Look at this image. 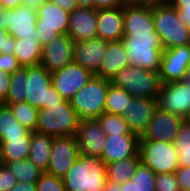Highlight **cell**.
<instances>
[{
  "label": "cell",
  "instance_id": "cell-37",
  "mask_svg": "<svg viewBox=\"0 0 190 191\" xmlns=\"http://www.w3.org/2000/svg\"><path fill=\"white\" fill-rule=\"evenodd\" d=\"M155 191H181L175 172L156 173Z\"/></svg>",
  "mask_w": 190,
  "mask_h": 191
},
{
  "label": "cell",
  "instance_id": "cell-42",
  "mask_svg": "<svg viewBox=\"0 0 190 191\" xmlns=\"http://www.w3.org/2000/svg\"><path fill=\"white\" fill-rule=\"evenodd\" d=\"M181 191H190V167L179 166L175 171Z\"/></svg>",
  "mask_w": 190,
  "mask_h": 191
},
{
  "label": "cell",
  "instance_id": "cell-50",
  "mask_svg": "<svg viewBox=\"0 0 190 191\" xmlns=\"http://www.w3.org/2000/svg\"><path fill=\"white\" fill-rule=\"evenodd\" d=\"M22 6H27L31 9L37 10V8L46 2H51V0H21Z\"/></svg>",
  "mask_w": 190,
  "mask_h": 191
},
{
  "label": "cell",
  "instance_id": "cell-41",
  "mask_svg": "<svg viewBox=\"0 0 190 191\" xmlns=\"http://www.w3.org/2000/svg\"><path fill=\"white\" fill-rule=\"evenodd\" d=\"M20 68L21 66L14 55L9 53H0V70L12 74Z\"/></svg>",
  "mask_w": 190,
  "mask_h": 191
},
{
  "label": "cell",
  "instance_id": "cell-34",
  "mask_svg": "<svg viewBox=\"0 0 190 191\" xmlns=\"http://www.w3.org/2000/svg\"><path fill=\"white\" fill-rule=\"evenodd\" d=\"M101 129L105 132L106 136L109 135H136L131 132L127 122L121 115L103 113L97 118Z\"/></svg>",
  "mask_w": 190,
  "mask_h": 191
},
{
  "label": "cell",
  "instance_id": "cell-13",
  "mask_svg": "<svg viewBox=\"0 0 190 191\" xmlns=\"http://www.w3.org/2000/svg\"><path fill=\"white\" fill-rule=\"evenodd\" d=\"M51 75L52 86L68 101L94 76L93 73L75 61L51 73Z\"/></svg>",
  "mask_w": 190,
  "mask_h": 191
},
{
  "label": "cell",
  "instance_id": "cell-55",
  "mask_svg": "<svg viewBox=\"0 0 190 191\" xmlns=\"http://www.w3.org/2000/svg\"><path fill=\"white\" fill-rule=\"evenodd\" d=\"M7 9L4 7L3 3L0 1V15L2 12L6 11Z\"/></svg>",
  "mask_w": 190,
  "mask_h": 191
},
{
  "label": "cell",
  "instance_id": "cell-38",
  "mask_svg": "<svg viewBox=\"0 0 190 191\" xmlns=\"http://www.w3.org/2000/svg\"><path fill=\"white\" fill-rule=\"evenodd\" d=\"M173 143L177 150H190V121L185 119Z\"/></svg>",
  "mask_w": 190,
  "mask_h": 191
},
{
  "label": "cell",
  "instance_id": "cell-22",
  "mask_svg": "<svg viewBox=\"0 0 190 191\" xmlns=\"http://www.w3.org/2000/svg\"><path fill=\"white\" fill-rule=\"evenodd\" d=\"M124 6L97 9V38L108 42L124 37Z\"/></svg>",
  "mask_w": 190,
  "mask_h": 191
},
{
  "label": "cell",
  "instance_id": "cell-12",
  "mask_svg": "<svg viewBox=\"0 0 190 191\" xmlns=\"http://www.w3.org/2000/svg\"><path fill=\"white\" fill-rule=\"evenodd\" d=\"M157 102L162 110L187 119L190 115V82L163 83Z\"/></svg>",
  "mask_w": 190,
  "mask_h": 191
},
{
  "label": "cell",
  "instance_id": "cell-33",
  "mask_svg": "<svg viewBox=\"0 0 190 191\" xmlns=\"http://www.w3.org/2000/svg\"><path fill=\"white\" fill-rule=\"evenodd\" d=\"M9 170L14 174L18 181L36 182L44 173L29 159L15 160L5 163Z\"/></svg>",
  "mask_w": 190,
  "mask_h": 191
},
{
  "label": "cell",
  "instance_id": "cell-24",
  "mask_svg": "<svg viewBox=\"0 0 190 191\" xmlns=\"http://www.w3.org/2000/svg\"><path fill=\"white\" fill-rule=\"evenodd\" d=\"M127 66H129V60L122 40L112 41L108 43L104 57L94 76L110 81L115 73Z\"/></svg>",
  "mask_w": 190,
  "mask_h": 191
},
{
  "label": "cell",
  "instance_id": "cell-14",
  "mask_svg": "<svg viewBox=\"0 0 190 191\" xmlns=\"http://www.w3.org/2000/svg\"><path fill=\"white\" fill-rule=\"evenodd\" d=\"M79 156L75 136L54 138L46 173L62 178Z\"/></svg>",
  "mask_w": 190,
  "mask_h": 191
},
{
  "label": "cell",
  "instance_id": "cell-47",
  "mask_svg": "<svg viewBox=\"0 0 190 191\" xmlns=\"http://www.w3.org/2000/svg\"><path fill=\"white\" fill-rule=\"evenodd\" d=\"M179 166L190 167V150H177Z\"/></svg>",
  "mask_w": 190,
  "mask_h": 191
},
{
  "label": "cell",
  "instance_id": "cell-6",
  "mask_svg": "<svg viewBox=\"0 0 190 191\" xmlns=\"http://www.w3.org/2000/svg\"><path fill=\"white\" fill-rule=\"evenodd\" d=\"M26 99L32 107L47 109L64 103L66 100L52 86V75L43 66L26 67Z\"/></svg>",
  "mask_w": 190,
  "mask_h": 191
},
{
  "label": "cell",
  "instance_id": "cell-11",
  "mask_svg": "<svg viewBox=\"0 0 190 191\" xmlns=\"http://www.w3.org/2000/svg\"><path fill=\"white\" fill-rule=\"evenodd\" d=\"M190 71V44L162 50L159 76L161 83L186 81Z\"/></svg>",
  "mask_w": 190,
  "mask_h": 191
},
{
  "label": "cell",
  "instance_id": "cell-26",
  "mask_svg": "<svg viewBox=\"0 0 190 191\" xmlns=\"http://www.w3.org/2000/svg\"><path fill=\"white\" fill-rule=\"evenodd\" d=\"M14 56L21 67H30L40 64L42 57V45L34 38L15 39Z\"/></svg>",
  "mask_w": 190,
  "mask_h": 191
},
{
  "label": "cell",
  "instance_id": "cell-53",
  "mask_svg": "<svg viewBox=\"0 0 190 191\" xmlns=\"http://www.w3.org/2000/svg\"><path fill=\"white\" fill-rule=\"evenodd\" d=\"M78 7L94 8V0H76Z\"/></svg>",
  "mask_w": 190,
  "mask_h": 191
},
{
  "label": "cell",
  "instance_id": "cell-36",
  "mask_svg": "<svg viewBox=\"0 0 190 191\" xmlns=\"http://www.w3.org/2000/svg\"><path fill=\"white\" fill-rule=\"evenodd\" d=\"M36 191H66L62 178L44 172L36 181Z\"/></svg>",
  "mask_w": 190,
  "mask_h": 191
},
{
  "label": "cell",
  "instance_id": "cell-31",
  "mask_svg": "<svg viewBox=\"0 0 190 191\" xmlns=\"http://www.w3.org/2000/svg\"><path fill=\"white\" fill-rule=\"evenodd\" d=\"M133 97L123 88L109 84L106 95L105 113L123 116Z\"/></svg>",
  "mask_w": 190,
  "mask_h": 191
},
{
  "label": "cell",
  "instance_id": "cell-9",
  "mask_svg": "<svg viewBox=\"0 0 190 191\" xmlns=\"http://www.w3.org/2000/svg\"><path fill=\"white\" fill-rule=\"evenodd\" d=\"M36 11V31L42 46L52 42L58 35L68 33L69 12L52 2L43 3Z\"/></svg>",
  "mask_w": 190,
  "mask_h": 191
},
{
  "label": "cell",
  "instance_id": "cell-7",
  "mask_svg": "<svg viewBox=\"0 0 190 191\" xmlns=\"http://www.w3.org/2000/svg\"><path fill=\"white\" fill-rule=\"evenodd\" d=\"M109 81L93 76L69 100L81 120L97 119L105 113L106 95Z\"/></svg>",
  "mask_w": 190,
  "mask_h": 191
},
{
  "label": "cell",
  "instance_id": "cell-56",
  "mask_svg": "<svg viewBox=\"0 0 190 191\" xmlns=\"http://www.w3.org/2000/svg\"><path fill=\"white\" fill-rule=\"evenodd\" d=\"M189 82H190V71H189V74H188V79H187Z\"/></svg>",
  "mask_w": 190,
  "mask_h": 191
},
{
  "label": "cell",
  "instance_id": "cell-4",
  "mask_svg": "<svg viewBox=\"0 0 190 191\" xmlns=\"http://www.w3.org/2000/svg\"><path fill=\"white\" fill-rule=\"evenodd\" d=\"M80 117L70 101L47 109H39L35 131L57 138L61 136H75L80 125Z\"/></svg>",
  "mask_w": 190,
  "mask_h": 191
},
{
  "label": "cell",
  "instance_id": "cell-1",
  "mask_svg": "<svg viewBox=\"0 0 190 191\" xmlns=\"http://www.w3.org/2000/svg\"><path fill=\"white\" fill-rule=\"evenodd\" d=\"M66 191H103L106 163L101 158L79 156L62 177Z\"/></svg>",
  "mask_w": 190,
  "mask_h": 191
},
{
  "label": "cell",
  "instance_id": "cell-18",
  "mask_svg": "<svg viewBox=\"0 0 190 191\" xmlns=\"http://www.w3.org/2000/svg\"><path fill=\"white\" fill-rule=\"evenodd\" d=\"M106 137L97 119L81 120L75 135L80 156L100 158Z\"/></svg>",
  "mask_w": 190,
  "mask_h": 191
},
{
  "label": "cell",
  "instance_id": "cell-35",
  "mask_svg": "<svg viewBox=\"0 0 190 191\" xmlns=\"http://www.w3.org/2000/svg\"><path fill=\"white\" fill-rule=\"evenodd\" d=\"M7 106L11 109L12 113L21 125L31 132L35 131L39 109L32 107L26 101L9 104Z\"/></svg>",
  "mask_w": 190,
  "mask_h": 191
},
{
  "label": "cell",
  "instance_id": "cell-20",
  "mask_svg": "<svg viewBox=\"0 0 190 191\" xmlns=\"http://www.w3.org/2000/svg\"><path fill=\"white\" fill-rule=\"evenodd\" d=\"M138 135H109L100 158L106 163H114L128 157H140Z\"/></svg>",
  "mask_w": 190,
  "mask_h": 191
},
{
  "label": "cell",
  "instance_id": "cell-48",
  "mask_svg": "<svg viewBox=\"0 0 190 191\" xmlns=\"http://www.w3.org/2000/svg\"><path fill=\"white\" fill-rule=\"evenodd\" d=\"M179 20L190 29V9H176Z\"/></svg>",
  "mask_w": 190,
  "mask_h": 191
},
{
  "label": "cell",
  "instance_id": "cell-43",
  "mask_svg": "<svg viewBox=\"0 0 190 191\" xmlns=\"http://www.w3.org/2000/svg\"><path fill=\"white\" fill-rule=\"evenodd\" d=\"M11 74L0 70V105L4 104L5 98L9 91Z\"/></svg>",
  "mask_w": 190,
  "mask_h": 191
},
{
  "label": "cell",
  "instance_id": "cell-5",
  "mask_svg": "<svg viewBox=\"0 0 190 191\" xmlns=\"http://www.w3.org/2000/svg\"><path fill=\"white\" fill-rule=\"evenodd\" d=\"M129 65L159 72L164 49L157 32L151 36H124L122 38Z\"/></svg>",
  "mask_w": 190,
  "mask_h": 191
},
{
  "label": "cell",
  "instance_id": "cell-30",
  "mask_svg": "<svg viewBox=\"0 0 190 191\" xmlns=\"http://www.w3.org/2000/svg\"><path fill=\"white\" fill-rule=\"evenodd\" d=\"M121 191H155V173L140 162L132 179L121 184Z\"/></svg>",
  "mask_w": 190,
  "mask_h": 191
},
{
  "label": "cell",
  "instance_id": "cell-27",
  "mask_svg": "<svg viewBox=\"0 0 190 191\" xmlns=\"http://www.w3.org/2000/svg\"><path fill=\"white\" fill-rule=\"evenodd\" d=\"M30 145L31 132L25 138H7L4 142H0V162L5 164L28 159Z\"/></svg>",
  "mask_w": 190,
  "mask_h": 191
},
{
  "label": "cell",
  "instance_id": "cell-45",
  "mask_svg": "<svg viewBox=\"0 0 190 191\" xmlns=\"http://www.w3.org/2000/svg\"><path fill=\"white\" fill-rule=\"evenodd\" d=\"M51 2L69 13L78 8L76 0H51Z\"/></svg>",
  "mask_w": 190,
  "mask_h": 191
},
{
  "label": "cell",
  "instance_id": "cell-19",
  "mask_svg": "<svg viewBox=\"0 0 190 191\" xmlns=\"http://www.w3.org/2000/svg\"><path fill=\"white\" fill-rule=\"evenodd\" d=\"M67 35L74 41L97 38V9L78 7L69 15Z\"/></svg>",
  "mask_w": 190,
  "mask_h": 191
},
{
  "label": "cell",
  "instance_id": "cell-3",
  "mask_svg": "<svg viewBox=\"0 0 190 191\" xmlns=\"http://www.w3.org/2000/svg\"><path fill=\"white\" fill-rule=\"evenodd\" d=\"M110 84L123 88L132 97L158 100L161 89L159 72L144 70L137 66H127L114 74Z\"/></svg>",
  "mask_w": 190,
  "mask_h": 191
},
{
  "label": "cell",
  "instance_id": "cell-8",
  "mask_svg": "<svg viewBox=\"0 0 190 191\" xmlns=\"http://www.w3.org/2000/svg\"><path fill=\"white\" fill-rule=\"evenodd\" d=\"M141 162L156 173H173L179 167L178 151L173 142L139 140Z\"/></svg>",
  "mask_w": 190,
  "mask_h": 191
},
{
  "label": "cell",
  "instance_id": "cell-29",
  "mask_svg": "<svg viewBox=\"0 0 190 191\" xmlns=\"http://www.w3.org/2000/svg\"><path fill=\"white\" fill-rule=\"evenodd\" d=\"M141 162V157H128L114 163L106 164V178L108 181L120 185L132 179L135 169Z\"/></svg>",
  "mask_w": 190,
  "mask_h": 191
},
{
  "label": "cell",
  "instance_id": "cell-46",
  "mask_svg": "<svg viewBox=\"0 0 190 191\" xmlns=\"http://www.w3.org/2000/svg\"><path fill=\"white\" fill-rule=\"evenodd\" d=\"M10 191H36V182L18 181Z\"/></svg>",
  "mask_w": 190,
  "mask_h": 191
},
{
  "label": "cell",
  "instance_id": "cell-15",
  "mask_svg": "<svg viewBox=\"0 0 190 191\" xmlns=\"http://www.w3.org/2000/svg\"><path fill=\"white\" fill-rule=\"evenodd\" d=\"M185 119L157 106L150 123L140 140L174 142Z\"/></svg>",
  "mask_w": 190,
  "mask_h": 191
},
{
  "label": "cell",
  "instance_id": "cell-10",
  "mask_svg": "<svg viewBox=\"0 0 190 191\" xmlns=\"http://www.w3.org/2000/svg\"><path fill=\"white\" fill-rule=\"evenodd\" d=\"M37 11L27 6L6 10L0 15V26L8 30L15 39L34 38L39 40L36 31Z\"/></svg>",
  "mask_w": 190,
  "mask_h": 191
},
{
  "label": "cell",
  "instance_id": "cell-23",
  "mask_svg": "<svg viewBox=\"0 0 190 191\" xmlns=\"http://www.w3.org/2000/svg\"><path fill=\"white\" fill-rule=\"evenodd\" d=\"M108 43L101 38L74 42V61L95 74L104 57Z\"/></svg>",
  "mask_w": 190,
  "mask_h": 191
},
{
  "label": "cell",
  "instance_id": "cell-16",
  "mask_svg": "<svg viewBox=\"0 0 190 191\" xmlns=\"http://www.w3.org/2000/svg\"><path fill=\"white\" fill-rule=\"evenodd\" d=\"M124 36H151L156 32L152 0L143 4L124 5Z\"/></svg>",
  "mask_w": 190,
  "mask_h": 191
},
{
  "label": "cell",
  "instance_id": "cell-21",
  "mask_svg": "<svg viewBox=\"0 0 190 191\" xmlns=\"http://www.w3.org/2000/svg\"><path fill=\"white\" fill-rule=\"evenodd\" d=\"M158 106L154 99L133 97L123 115L132 133L141 137L147 129L150 120Z\"/></svg>",
  "mask_w": 190,
  "mask_h": 191
},
{
  "label": "cell",
  "instance_id": "cell-44",
  "mask_svg": "<svg viewBox=\"0 0 190 191\" xmlns=\"http://www.w3.org/2000/svg\"><path fill=\"white\" fill-rule=\"evenodd\" d=\"M123 6L120 0H94L95 9L117 8Z\"/></svg>",
  "mask_w": 190,
  "mask_h": 191
},
{
  "label": "cell",
  "instance_id": "cell-2",
  "mask_svg": "<svg viewBox=\"0 0 190 191\" xmlns=\"http://www.w3.org/2000/svg\"><path fill=\"white\" fill-rule=\"evenodd\" d=\"M153 22L164 49L190 44V29L166 0H152Z\"/></svg>",
  "mask_w": 190,
  "mask_h": 191
},
{
  "label": "cell",
  "instance_id": "cell-17",
  "mask_svg": "<svg viewBox=\"0 0 190 191\" xmlns=\"http://www.w3.org/2000/svg\"><path fill=\"white\" fill-rule=\"evenodd\" d=\"M74 41L67 34L58 35L42 47L40 65L53 73L74 61Z\"/></svg>",
  "mask_w": 190,
  "mask_h": 191
},
{
  "label": "cell",
  "instance_id": "cell-52",
  "mask_svg": "<svg viewBox=\"0 0 190 191\" xmlns=\"http://www.w3.org/2000/svg\"><path fill=\"white\" fill-rule=\"evenodd\" d=\"M103 191H121V185L107 180Z\"/></svg>",
  "mask_w": 190,
  "mask_h": 191
},
{
  "label": "cell",
  "instance_id": "cell-51",
  "mask_svg": "<svg viewBox=\"0 0 190 191\" xmlns=\"http://www.w3.org/2000/svg\"><path fill=\"white\" fill-rule=\"evenodd\" d=\"M0 1L3 3L4 7L8 10L22 6L21 0H0Z\"/></svg>",
  "mask_w": 190,
  "mask_h": 191
},
{
  "label": "cell",
  "instance_id": "cell-54",
  "mask_svg": "<svg viewBox=\"0 0 190 191\" xmlns=\"http://www.w3.org/2000/svg\"><path fill=\"white\" fill-rule=\"evenodd\" d=\"M122 5H135V4H143L149 0H120Z\"/></svg>",
  "mask_w": 190,
  "mask_h": 191
},
{
  "label": "cell",
  "instance_id": "cell-28",
  "mask_svg": "<svg viewBox=\"0 0 190 191\" xmlns=\"http://www.w3.org/2000/svg\"><path fill=\"white\" fill-rule=\"evenodd\" d=\"M30 132L20 124L7 105H0V142L7 138H25Z\"/></svg>",
  "mask_w": 190,
  "mask_h": 191
},
{
  "label": "cell",
  "instance_id": "cell-49",
  "mask_svg": "<svg viewBox=\"0 0 190 191\" xmlns=\"http://www.w3.org/2000/svg\"><path fill=\"white\" fill-rule=\"evenodd\" d=\"M175 9H190V0H166Z\"/></svg>",
  "mask_w": 190,
  "mask_h": 191
},
{
  "label": "cell",
  "instance_id": "cell-39",
  "mask_svg": "<svg viewBox=\"0 0 190 191\" xmlns=\"http://www.w3.org/2000/svg\"><path fill=\"white\" fill-rule=\"evenodd\" d=\"M18 183L17 178L9 170L5 164H0V191H10L15 184Z\"/></svg>",
  "mask_w": 190,
  "mask_h": 191
},
{
  "label": "cell",
  "instance_id": "cell-25",
  "mask_svg": "<svg viewBox=\"0 0 190 191\" xmlns=\"http://www.w3.org/2000/svg\"><path fill=\"white\" fill-rule=\"evenodd\" d=\"M53 139V137L43 133L36 131L31 132V145L28 159L44 172H46L48 167Z\"/></svg>",
  "mask_w": 190,
  "mask_h": 191
},
{
  "label": "cell",
  "instance_id": "cell-40",
  "mask_svg": "<svg viewBox=\"0 0 190 191\" xmlns=\"http://www.w3.org/2000/svg\"><path fill=\"white\" fill-rule=\"evenodd\" d=\"M15 47V38L9 34L8 30L0 26V53L14 55Z\"/></svg>",
  "mask_w": 190,
  "mask_h": 191
},
{
  "label": "cell",
  "instance_id": "cell-32",
  "mask_svg": "<svg viewBox=\"0 0 190 191\" xmlns=\"http://www.w3.org/2000/svg\"><path fill=\"white\" fill-rule=\"evenodd\" d=\"M26 67H21L19 70L11 74L9 91L5 98L4 105L23 102L26 99Z\"/></svg>",
  "mask_w": 190,
  "mask_h": 191
}]
</instances>
